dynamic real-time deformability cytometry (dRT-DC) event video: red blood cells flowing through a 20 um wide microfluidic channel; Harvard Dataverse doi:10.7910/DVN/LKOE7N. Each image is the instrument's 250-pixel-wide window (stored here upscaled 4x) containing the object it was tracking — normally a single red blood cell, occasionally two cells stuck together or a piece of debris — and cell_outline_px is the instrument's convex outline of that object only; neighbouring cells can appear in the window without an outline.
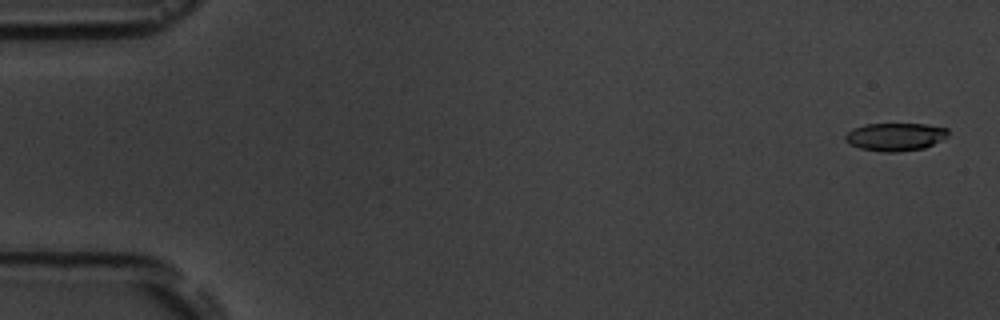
{"species": "common noctule bat (a hibernating species)", "species_latin": "Nyctalus noctula", "temperature_condition": "room temperature", "stored_images_in_passage": 11, "camera_frame_rate_fps": 3000, "um_per_image_px": 0.085, "animal": {"sex": "male", "body_mass_g": 19.5, "forearm_length_mm": 54.6}, "frame": {"image": 1, "passage_image": 1, "time_ms": 0.0, "image_size_px": [1000, 320], "cell_outline_px": [[948, 136], [924, 148], [900, 152], [884, 152], [860, 148], [848, 144], [844, 140], [844, 136], [852, 128], [864, 124], [924, 124], [948, 128]], "centroid_in_image_um": [76.06, 11.63], "position_along_channel_um": 8.9, "area_um2": 16.82}}
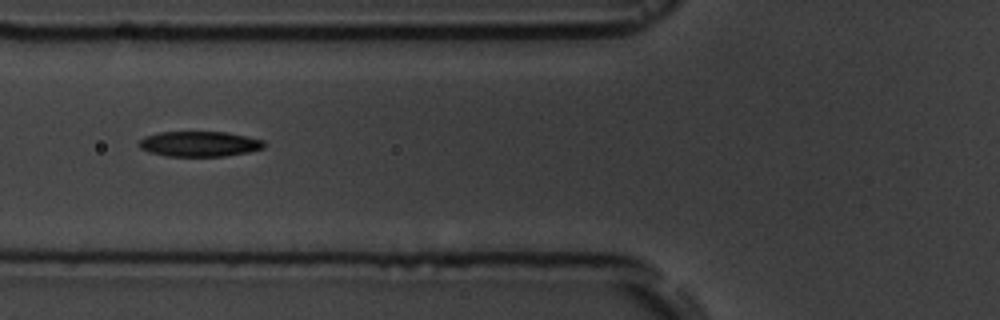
{"frame": {"image": 2, "passage_image": 7, "time_ms": 6.667, "image_size_px": [1000, 320], "cell_outline_px": [[268, 144], [264, 148], [248, 152], [224, 156], [168, 156], [148, 152], [140, 148], [136, 144], [144, 136], [160, 132], [228, 132], [264, 140]], "centroid_in_image_um": [16.96, 12.23], "position_along_channel_um": 108.8, "area_um2": 18.61}}
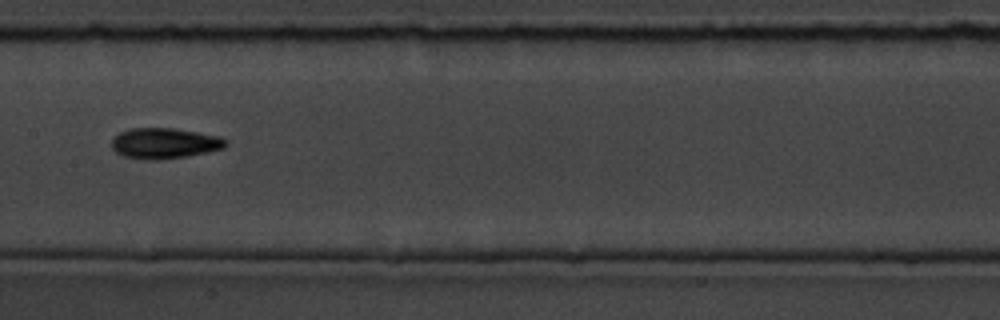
{"frame": {"image": 3, "passage_image": 9, "time_ms": 9.0, "image_size_px": [1000, 320], "cell_outline_px": [[228, 144], [224, 148], [188, 156], [152, 160], [144, 160], [124, 156], [116, 152], [112, 148], [112, 140], [120, 132], [132, 128], [172, 128], [220, 136], [228, 140]], "centroid_in_image_um": [14.0, 12.18], "position_along_channel_um": 193.4, "area_um2": 20.29}}